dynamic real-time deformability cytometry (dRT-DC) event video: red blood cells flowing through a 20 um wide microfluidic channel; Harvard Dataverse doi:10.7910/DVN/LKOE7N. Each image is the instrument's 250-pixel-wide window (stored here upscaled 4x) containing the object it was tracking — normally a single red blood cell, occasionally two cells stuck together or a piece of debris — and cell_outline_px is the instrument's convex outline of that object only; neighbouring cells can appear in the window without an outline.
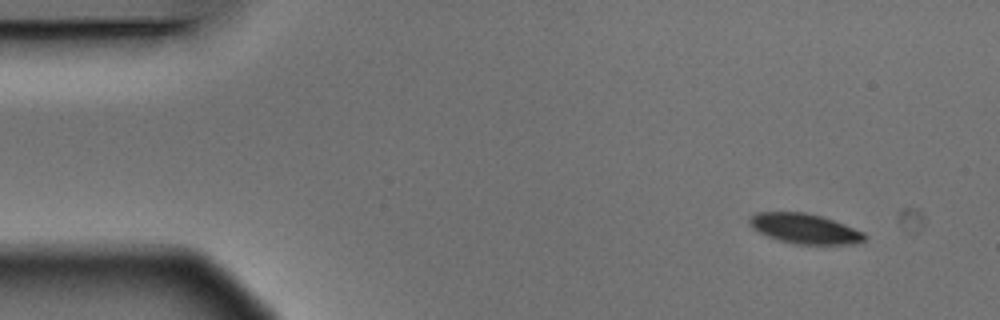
{"species": "Egyptian fruit bat (a non-hibernating species)", "species_latin": "Rousettus aegyptiacus", "temperature_condition": "warm", "stored_images_in_passage": 5, "camera_frame_rate_fps": 3000, "um_per_image_px": 0.085, "animal": {"sex": "male"}, "frame": {"image": 1, "passage_image": 1, "time_ms": 0.0, "image_size_px": [1000, 320], "cell_outline_px": [[868, 236], [864, 240], [852, 244], [796, 244], [780, 240], [768, 236], [752, 228], [748, 224], [748, 220], [756, 212], [804, 212], [820, 216], [844, 224], [864, 232]], "centroid_in_image_um": [68.39, 19.43], "position_along_channel_um": 16.6, "area_um2": 19.94}}
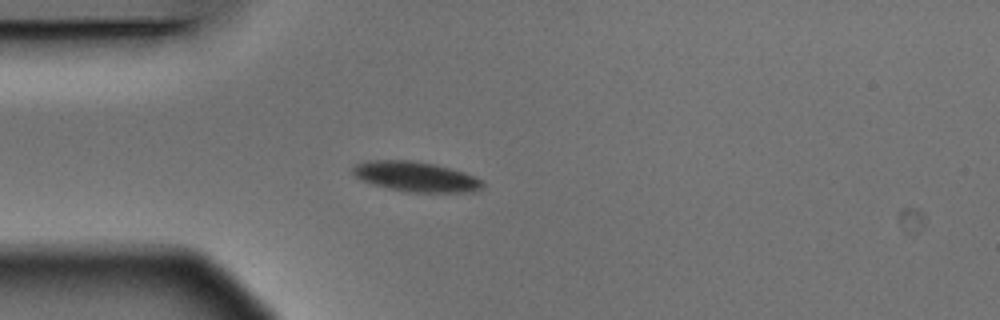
{"frame": {"image": 2, "passage_image": 4, "time_ms": 1.0, "image_size_px": [1000, 320], "cell_outline_px": [[484, 184], [476, 192], [404, 192], [384, 188], [360, 180], [352, 172], [352, 168], [356, 164], [368, 160], [412, 160], [432, 164], [464, 172], [484, 180]], "centroid_in_image_um": [35.32, 15.03], "position_along_channel_um": 49.7, "area_um2": 22.89}}